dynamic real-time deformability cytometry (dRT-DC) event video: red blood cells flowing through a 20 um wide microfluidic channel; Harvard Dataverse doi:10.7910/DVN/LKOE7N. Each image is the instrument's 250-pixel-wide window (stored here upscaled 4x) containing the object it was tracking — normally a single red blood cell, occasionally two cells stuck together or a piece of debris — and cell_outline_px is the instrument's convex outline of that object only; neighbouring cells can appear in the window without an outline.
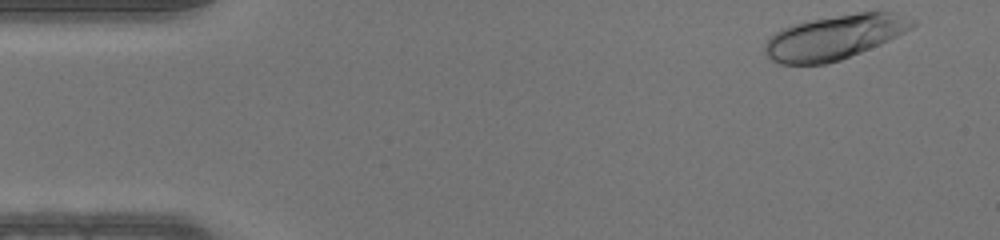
{"species": "human", "species_latin": "Homo sapiens", "temperature_condition": "warm", "stored_images_in_passage": 44, "camera_frame_rate_fps": 3000, "um_per_image_px": 0.085, "donor": {"sex": "male"}, "frame": {"image": 1, "passage_image": 1, "time_ms": 0.0, "image_size_px": [1000, 240], "cell_outline_px": [[916, 24], [912, 28], [880, 44], [840, 60], [824, 64], [780, 64], [772, 60], [764, 52], [764, 48], [768, 36], [780, 28], [792, 24], [812, 20], [856, 12], [892, 12], [916, 20]], "centroid_in_image_um": [70.9, 3.16], "position_along_channel_um": 14.1, "area_um2": 38.03}}
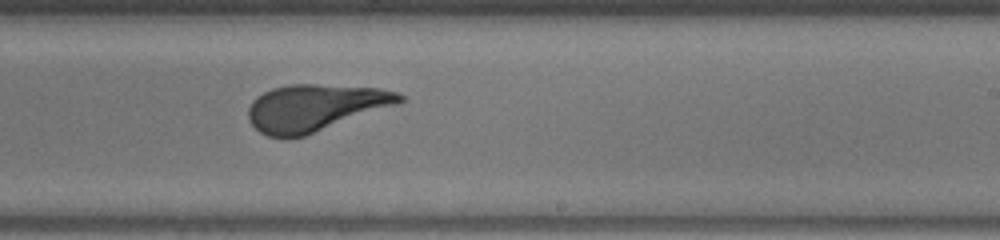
{"frame": {"image": 2, "passage_image": 25, "time_ms": 8.0, "image_size_px": [1000, 240], "cell_outline_px": [[404, 100], [400, 104], [304, 136], [288, 140], [268, 136], [260, 132], [248, 120], [248, 108], [252, 100], [256, 96], [272, 88], [288, 84], [316, 84], [380, 88], [400, 92], [404, 96]], "centroid_in_image_um": [26.78, 9.16], "position_along_channel_um": 262.2, "area_um2": 41.85}}
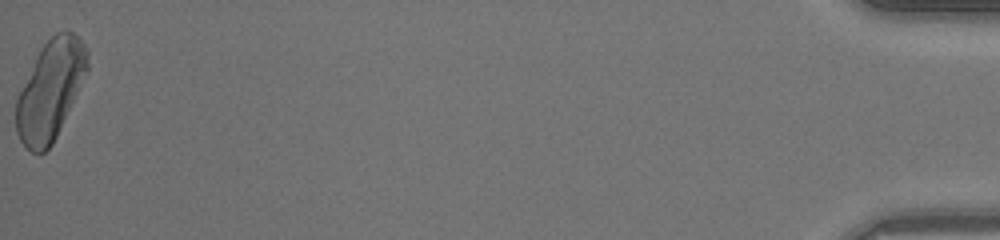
{"frame": {"image": 3, "passage_image": 44, "time_ms": 14.333, "image_size_px": [1000, 240], "cell_outline_px": [[88, 68], [56, 136], [52, 144], [44, 152], [32, 152], [20, 140], [16, 132], [16, 100], [36, 56], [40, 48], [56, 32], [72, 32], [84, 44], [88, 52]], "centroid_in_image_um": [4.26, 7.65], "position_along_channel_um": 430.9, "area_um2": 40.17}}